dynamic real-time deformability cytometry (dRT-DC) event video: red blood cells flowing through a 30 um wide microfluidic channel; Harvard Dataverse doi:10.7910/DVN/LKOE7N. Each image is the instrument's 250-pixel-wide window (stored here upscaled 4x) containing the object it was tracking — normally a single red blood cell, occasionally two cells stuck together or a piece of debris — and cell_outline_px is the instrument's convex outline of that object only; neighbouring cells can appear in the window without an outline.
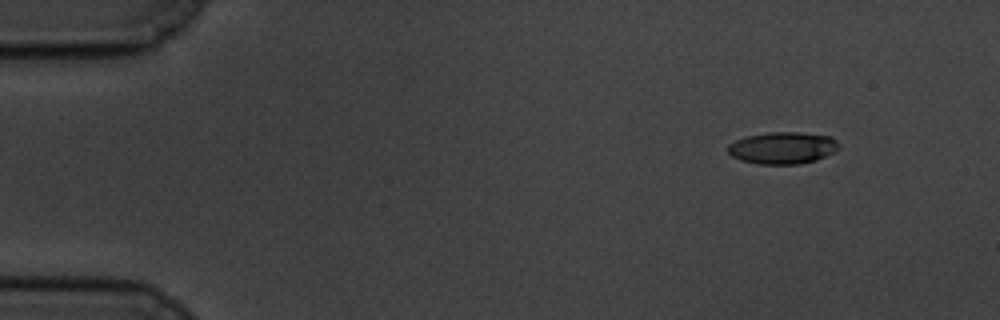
{"species": "common noctule bat (a hibernating species)", "species_latin": "Nyctalus noctula", "temperature_condition": "cold", "stored_images_in_passage": 53, "camera_frame_rate_fps": 3000, "um_per_image_px": 0.085, "animal": {"sex": "male", "body_mass_g": 19.5, "forearm_length_mm": 54.6}, "frame": {"image": 1, "passage_image": 1, "time_ms": 0.0, "image_size_px": [1000, 320], "cell_outline_px": [[840, 148], [816, 160], [800, 164], [756, 164], [740, 160], [732, 156], [728, 152], [728, 144], [736, 140], [748, 136], [772, 132], [800, 132], [828, 136], [836, 140], [840, 144]], "centroid_in_image_um": [66.52, 12.58], "position_along_channel_um": 18.5, "area_um2": 20.58}}
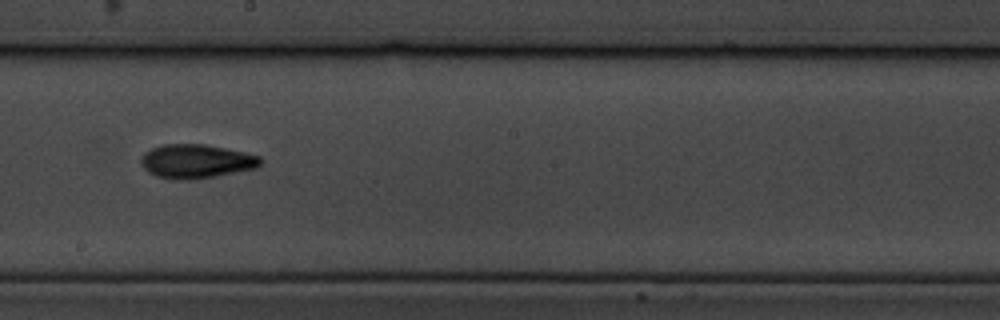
{"frame": {"image": 2, "passage_image": 28, "time_ms": 9.0, "image_size_px": [1000, 320], "cell_outline_px": [[264, 160], [256, 168], [216, 176], [192, 180], [180, 180], [156, 176], [148, 172], [140, 164], [140, 160], [144, 152], [152, 148], [164, 144], [204, 144], [244, 152], [260, 156]], "centroid_in_image_um": [16.67, 13.71], "position_along_channel_um": 231.5, "area_um2": 23.7}}
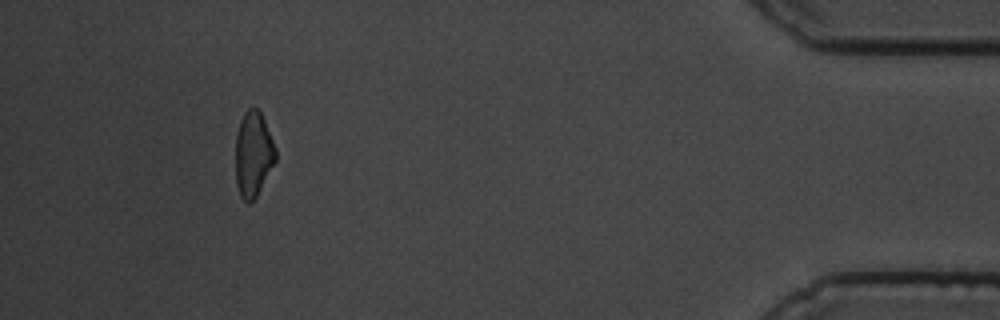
{"frame": {"image": 3, "passage_image": 49, "time_ms": 16.0, "image_size_px": [1000, 320], "cell_outline_px": [[276, 160], [256, 196], [248, 204], [240, 196], [236, 184], [236, 132], [240, 120], [244, 112], [248, 108], [256, 108], [260, 112], [264, 120], [276, 148]], "centroid_in_image_um": [21.51, 13.09], "position_along_channel_um": 413.7, "area_um2": 19.77}, "authors_computed_cell_mechanics": {"area_um2": 21.097, "velocity_mm_per_s": 3.4462, "shape_relaxation_time_tau1_ms": 2.905, "shape_relaxation_time_tau2_ms": 4.1897, "deformation_change_tau1": 0.139, "deformation_change_tau2": 0.1168}}